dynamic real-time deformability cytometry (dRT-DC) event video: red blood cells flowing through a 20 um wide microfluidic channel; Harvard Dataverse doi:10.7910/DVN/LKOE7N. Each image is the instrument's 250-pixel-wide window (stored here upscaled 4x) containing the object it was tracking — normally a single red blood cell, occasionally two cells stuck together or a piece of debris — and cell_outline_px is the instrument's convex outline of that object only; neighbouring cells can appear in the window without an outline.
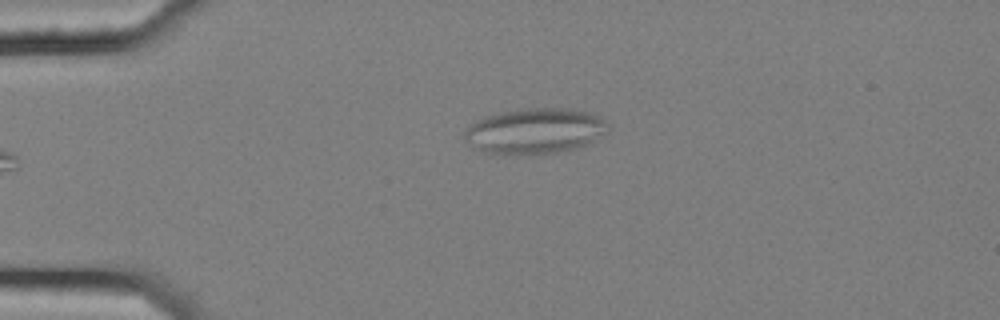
{"species": "common noctule bat (a hibernating species)", "species_latin": "Nyctalus noctula", "temperature_condition": "cold", "stored_images_in_passage": 2, "camera_frame_rate_fps": 3000, "um_per_image_px": 0.085, "animal": {"sex": "female", "body_mass_g": 25.1}, "frame": {"image": 1, "passage_image": 2, "time_ms": 0.333, "image_size_px": [1000, 320], "cell_outline_px": [[612, 128], [608, 132], [576, 148], [556, 152], [532, 156], [484, 152], [472, 148], [464, 136], [464, 132], [476, 120], [484, 116], [520, 108], [568, 108], [592, 112], [600, 116]], "centroid_in_image_um": [45.48, 11.13], "position_along_channel_um": 39.5, "area_um2": 38.55}}